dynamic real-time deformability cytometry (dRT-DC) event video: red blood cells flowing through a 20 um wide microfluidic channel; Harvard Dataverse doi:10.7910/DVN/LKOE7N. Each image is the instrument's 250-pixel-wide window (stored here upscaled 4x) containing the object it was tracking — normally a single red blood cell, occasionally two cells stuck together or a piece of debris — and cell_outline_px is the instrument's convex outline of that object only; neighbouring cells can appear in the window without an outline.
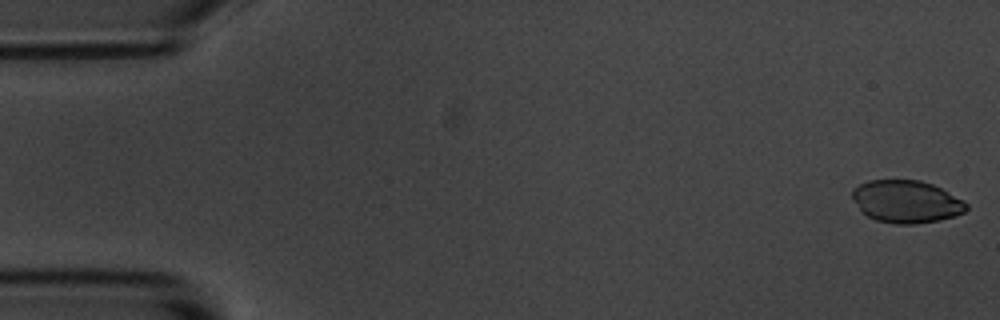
{"species": "common noctule bat (a hibernating species)", "species_latin": "Nyctalus noctula", "temperature_condition": "room temperature", "stored_images_in_passage": 6, "camera_frame_rate_fps": 3000, "um_per_image_px": 0.085, "animal": {"sex": "male", "body_mass_g": 20.1, "forearm_length_mm": 53.5}, "frame": {"image": 1, "passage_image": 1, "time_ms": 0.0, "image_size_px": [1000, 320], "cell_outline_px": [[968, 208], [964, 212], [956, 216], [940, 220], [916, 224], [896, 224], [876, 220], [860, 212], [852, 200], [852, 188], [868, 180], [920, 180], [932, 184], [964, 200], [968, 204]], "centroid_in_image_um": [77.02, 17.14], "position_along_channel_um": 8.0, "area_um2": 28.55}}